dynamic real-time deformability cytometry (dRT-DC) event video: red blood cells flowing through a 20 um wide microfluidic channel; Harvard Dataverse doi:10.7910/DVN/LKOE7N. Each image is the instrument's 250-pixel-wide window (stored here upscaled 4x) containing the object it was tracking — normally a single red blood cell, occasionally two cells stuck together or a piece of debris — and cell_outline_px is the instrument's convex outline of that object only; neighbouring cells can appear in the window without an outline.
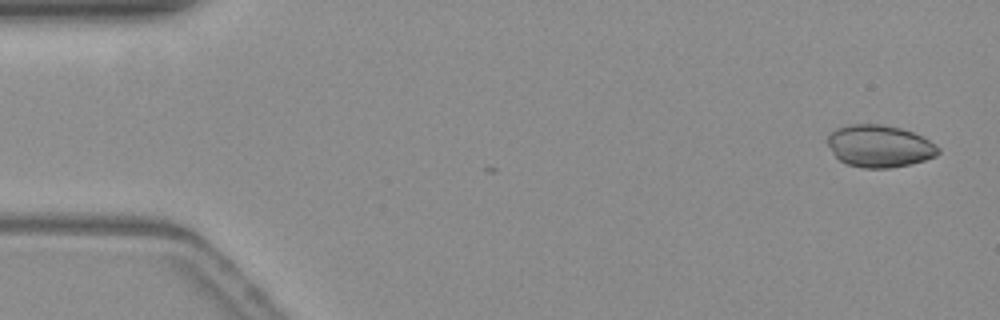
{"species": "common noctule bat (a hibernating species)", "species_latin": "Nyctalus noctula", "temperature_condition": "warm", "stored_images_in_passage": 2, "camera_frame_rate_fps": 3000, "um_per_image_px": 0.085, "animal": {"sex": "female", "body_mass_g": 19.3, "forearm_length_mm": 54.1}, "frame": {"image": 1, "passage_image": 2, "time_ms": 0.333, "image_size_px": [1000, 320], "cell_outline_px": [[940, 152], [936, 156], [924, 160], [908, 164], [888, 168], [864, 168], [848, 164], [840, 160], [836, 156], [828, 144], [828, 136], [836, 128], [848, 124], [880, 124], [900, 128], [912, 132], [928, 140], [940, 148]], "centroid_in_image_um": [74.75, 12.41], "position_along_channel_um": 10.2, "area_um2": 26.88}}